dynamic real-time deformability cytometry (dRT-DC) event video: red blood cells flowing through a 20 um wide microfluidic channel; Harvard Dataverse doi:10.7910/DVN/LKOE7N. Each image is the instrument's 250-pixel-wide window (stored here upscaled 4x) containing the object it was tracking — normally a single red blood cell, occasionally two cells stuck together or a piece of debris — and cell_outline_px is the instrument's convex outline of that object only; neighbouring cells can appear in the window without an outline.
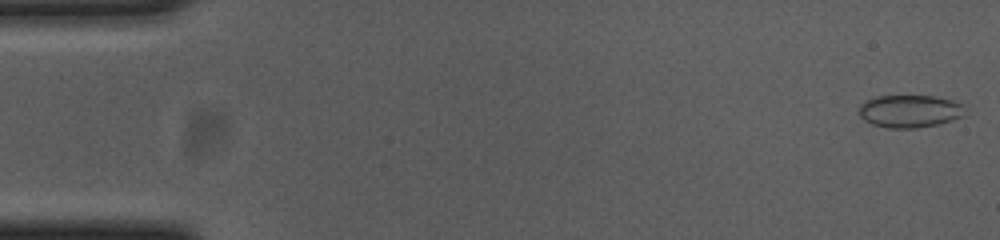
{"species": "common noctule bat (a hibernating species)", "species_latin": "Nyctalus noctula", "temperature_condition": "cold", "stored_images_in_passage": 54, "camera_frame_rate_fps": 3000, "um_per_image_px": 0.085, "animal": {"sex": "female", "body_mass_g": 23.0, "forearm_length_mm": 53.4}, "frame": {"image": 1, "passage_image": 1, "time_ms": 0.0, "image_size_px": [1000, 240], "cell_outline_px": [[964, 116], [952, 120], [936, 124], [916, 128], [888, 128], [872, 124], [864, 120], [860, 116], [860, 104], [876, 96], [936, 96], [952, 100], [964, 104]], "centroid_in_image_um": [77.35, 9.45], "position_along_channel_um": 7.7, "area_um2": 20.11}}
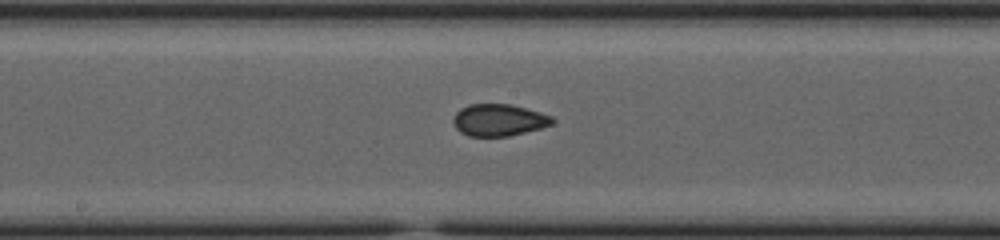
{"frame": {"image": 2, "passage_image": 28, "time_ms": 9.0, "image_size_px": [1000, 240], "cell_outline_px": [[556, 120], [552, 124], [540, 128], [508, 136], [468, 136], [460, 132], [456, 128], [452, 120], [456, 112], [460, 108], [468, 104], [512, 104], [540, 112], [552, 116]], "centroid_in_image_um": [42.39, 10.19], "position_along_channel_um": 205.8, "area_um2": 18.5}}
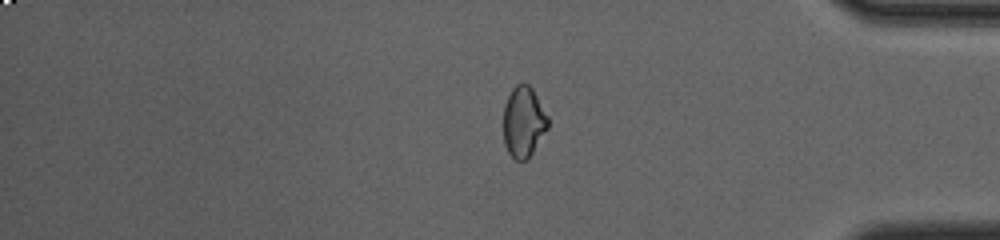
{"frame": {"image": 3, "passage_image": 45, "time_ms": 14.667, "image_size_px": [1000, 240], "cell_outline_px": [[548, 128], [528, 160], [516, 160], [508, 152], [504, 144], [504, 104], [512, 88], [516, 84], [528, 84], [532, 88], [548, 116]], "centroid_in_image_um": [44.5, 10.37], "position_along_channel_um": 390.7, "area_um2": 18.38}, "authors_computed_cell_mechanics": {"area_um2": 18.9295, "velocity_mm_per_s": 3.71, "shape_relaxation_time_tau1_ms": null, "shape_relaxation_time_tau2_ms": 1.4228, "deformation_change_tau1": null, "deformation_change_tau2": 0.0519}}